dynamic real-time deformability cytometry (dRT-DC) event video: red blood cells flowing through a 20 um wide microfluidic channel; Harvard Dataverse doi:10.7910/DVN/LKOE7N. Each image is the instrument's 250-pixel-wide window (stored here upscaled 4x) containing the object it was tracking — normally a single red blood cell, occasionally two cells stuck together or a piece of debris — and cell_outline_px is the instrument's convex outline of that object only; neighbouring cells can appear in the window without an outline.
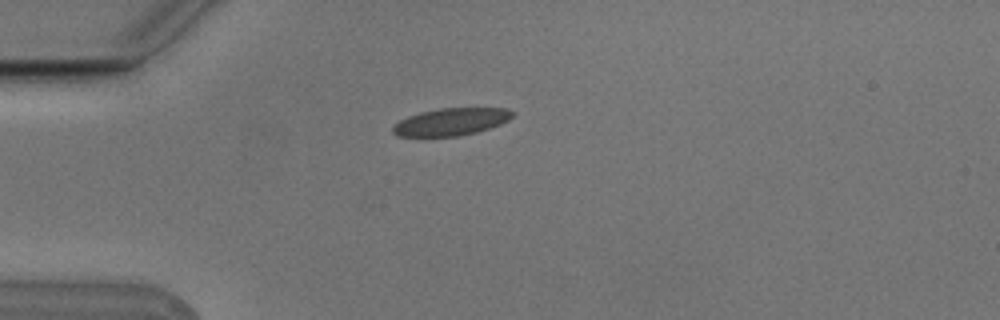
{"species": "Egyptian fruit bat (a non-hibernating species)", "species_latin": "Rousettus aegyptiacus", "temperature_condition": "cold", "stored_images_in_passage": 7, "camera_frame_rate_fps": 3000, "um_per_image_px": 0.085, "animal": {"sex": "male"}, "frame": {"image": 1, "passage_image": 1, "time_ms": 0.0, "image_size_px": [1000, 320], "cell_outline_px": [[512, 116], [508, 120], [500, 124], [476, 132], [460, 136], [396, 136], [392, 132], [392, 128], [400, 120], [408, 116], [420, 112], [440, 108], [508, 108], [512, 112]], "centroid_in_image_um": [38.32, 10.35], "position_along_channel_um": 46.7, "area_um2": 18.9}}
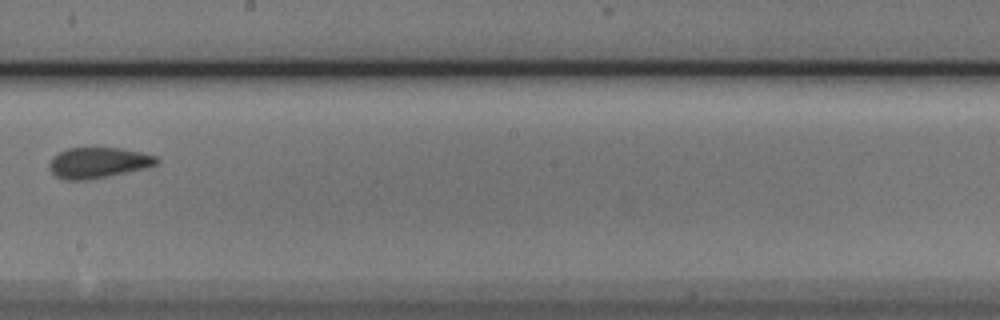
{"frame": {"image": 2, "passage_image": 6, "time_ms": 1.667, "image_size_px": [1000, 320], "cell_outline_px": [[160, 160], [156, 164], [148, 168], [88, 180], [64, 180], [56, 176], [48, 168], [48, 164], [52, 156], [68, 148], [120, 148], [140, 152], [156, 156]], "centroid_in_image_um": [8.33, 13.84], "position_along_channel_um": 239.9, "area_um2": 19.31}}
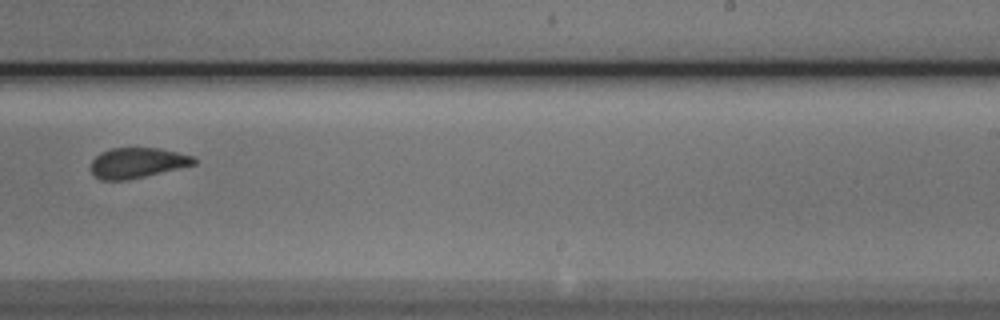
{"frame": {"image": 3, "passage_image": 7, "time_ms": 2.0, "image_size_px": [1000, 320], "cell_outline_px": [[196, 164], [128, 180], [100, 180], [92, 176], [88, 168], [92, 160], [100, 152], [112, 148], [160, 148], [192, 156], [196, 160]], "centroid_in_image_um": [11.59, 13.85], "position_along_channel_um": 277.4, "area_um2": 18.38}}